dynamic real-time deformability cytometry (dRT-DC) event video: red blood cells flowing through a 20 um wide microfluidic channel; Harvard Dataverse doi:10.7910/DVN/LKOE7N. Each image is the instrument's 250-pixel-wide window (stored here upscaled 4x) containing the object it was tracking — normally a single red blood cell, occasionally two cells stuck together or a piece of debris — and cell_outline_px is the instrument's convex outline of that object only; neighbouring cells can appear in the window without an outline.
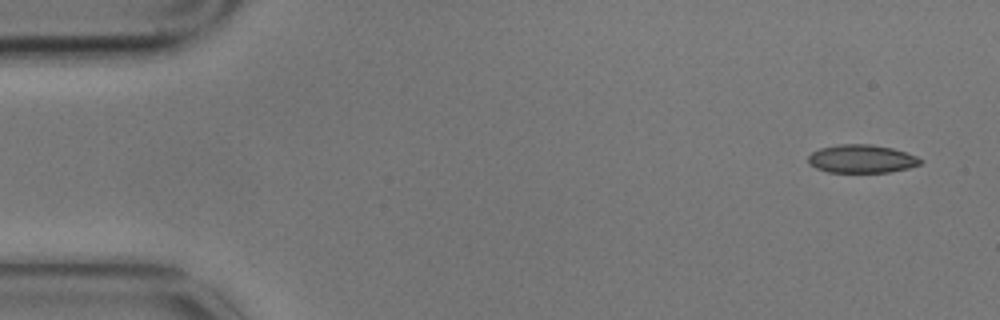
{"species": "common noctule bat (a hibernating species)", "species_latin": "Nyctalus noctula", "temperature_condition": "cold", "stored_images_in_passage": 5, "camera_frame_rate_fps": 3000, "um_per_image_px": 0.085, "animal": {"sex": "male", "body_mass_g": 17.9}, "frame": {"image": 1, "passage_image": 1, "time_ms": 0.0, "image_size_px": [1000, 320], "cell_outline_px": [[924, 160], [920, 164], [908, 168], [888, 172], [828, 172], [816, 168], [808, 164], [808, 156], [812, 152], [820, 148], [840, 144], [872, 144], [892, 148], [916, 156]], "centroid_in_image_um": [73.22, 13.5], "position_along_channel_um": 11.8, "area_um2": 18.44}}
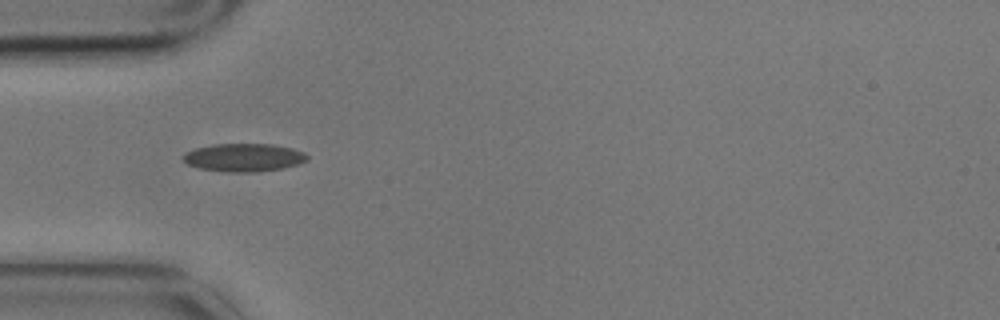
{"frame": {"image": 2, "passage_image": 5, "time_ms": 1.333, "image_size_px": [1000, 320], "cell_outline_px": [[308, 160], [300, 164], [284, 168], [260, 172], [228, 172], [200, 168], [188, 164], [184, 160], [184, 156], [188, 152], [196, 148], [212, 144], [272, 144], [292, 148], [304, 152], [308, 156]], "centroid_in_image_um": [20.8, 13.39], "position_along_channel_um": 64.2, "area_um2": 20.29}}